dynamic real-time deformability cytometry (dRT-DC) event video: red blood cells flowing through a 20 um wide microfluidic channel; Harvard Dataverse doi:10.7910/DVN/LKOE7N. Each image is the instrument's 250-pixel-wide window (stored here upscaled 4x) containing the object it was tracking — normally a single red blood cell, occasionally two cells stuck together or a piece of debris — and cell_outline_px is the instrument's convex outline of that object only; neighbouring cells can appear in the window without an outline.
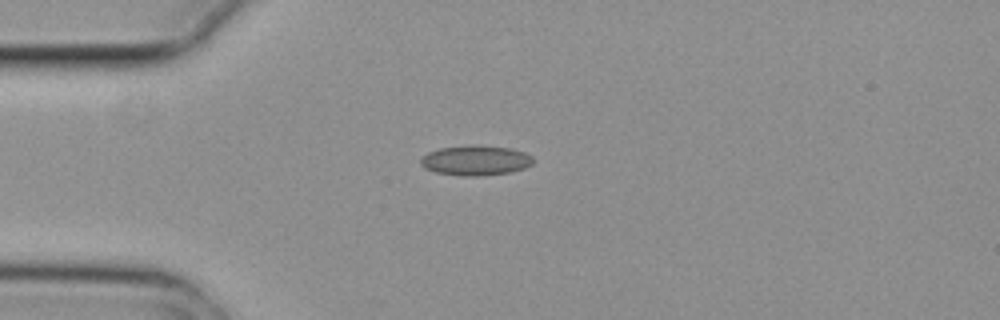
{"species": "common noctule bat (a hibernating species)", "species_latin": "Nyctalus noctula", "temperature_condition": "cold", "stored_images_in_passage": 3, "camera_frame_rate_fps": 3000, "um_per_image_px": 0.085, "animal": {"sex": "female", "body_mass_g": 29.2, "forearm_length_mm": 56.3}, "frame": {"image": 1, "passage_image": 1, "time_ms": 0.0, "image_size_px": [1000, 320], "cell_outline_px": [[532, 164], [524, 168], [512, 172], [476, 176], [460, 176], [436, 172], [424, 168], [420, 164], [420, 156], [428, 152], [440, 148], [468, 144], [476, 144], [512, 148], [524, 152], [532, 156]], "centroid_in_image_um": [40.39, 13.62], "position_along_channel_um": 44.6, "area_um2": 20.0}}
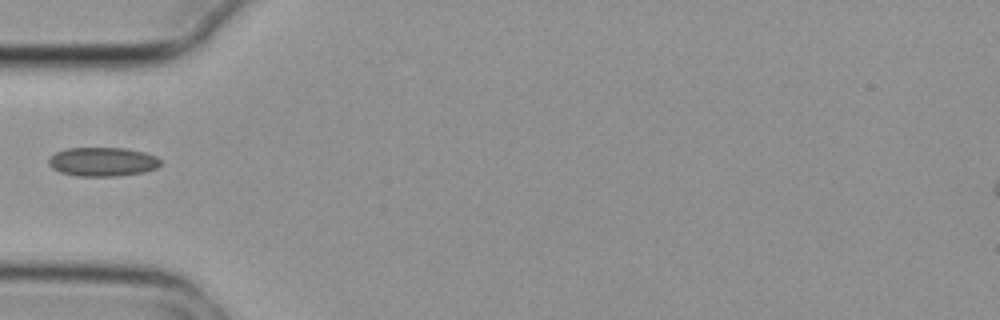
{"frame": {"image": 2, "passage_image": 2, "time_ms": 0.333, "image_size_px": [1000, 320], "cell_outline_px": [[160, 164], [156, 168], [144, 172], [116, 176], [76, 176], [60, 172], [52, 168], [48, 164], [48, 160], [56, 152], [64, 148], [124, 148], [144, 152], [156, 156], [160, 160]], "centroid_in_image_um": [8.7, 13.75], "position_along_channel_um": 76.3, "area_um2": 18.9}}
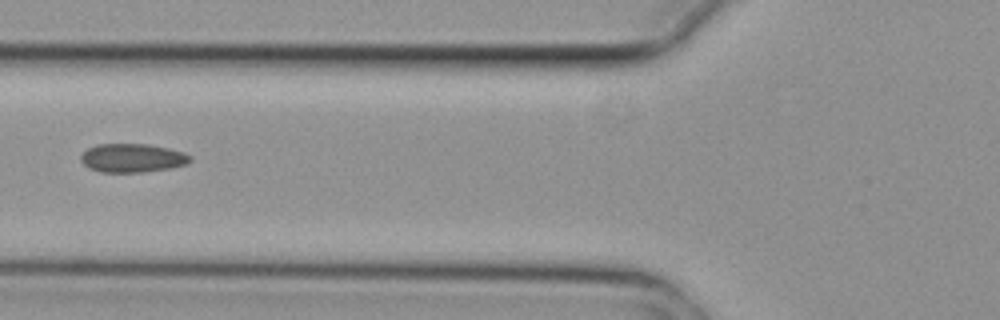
{"frame": {"image": 3, "passage_image": 3, "time_ms": 0.667, "image_size_px": [1000, 320], "cell_outline_px": [[192, 160], [184, 164], [168, 168], [140, 172], [100, 172], [88, 168], [80, 160], [80, 156], [88, 148], [96, 144], [148, 144], [168, 148], [184, 152], [192, 156]], "centroid_in_image_um": [11.22, 13.42], "position_along_channel_um": 114.6, "area_um2": 18.21}}